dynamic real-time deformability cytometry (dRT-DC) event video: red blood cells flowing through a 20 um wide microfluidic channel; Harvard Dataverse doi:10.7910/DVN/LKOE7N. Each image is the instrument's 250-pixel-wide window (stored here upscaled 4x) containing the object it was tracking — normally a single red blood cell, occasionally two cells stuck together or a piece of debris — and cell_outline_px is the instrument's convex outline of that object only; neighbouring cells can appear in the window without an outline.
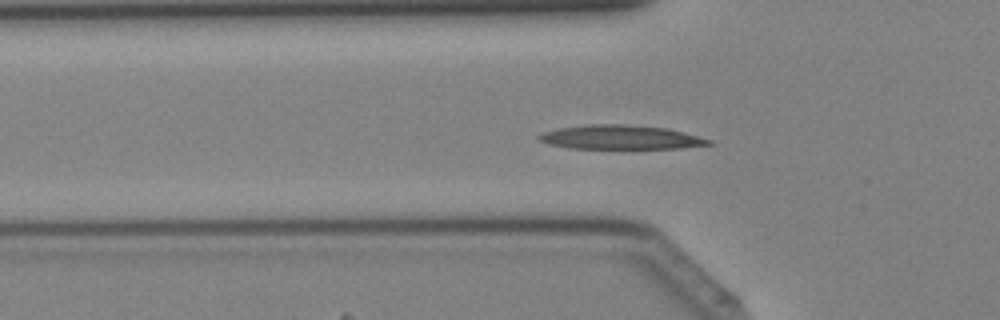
{"species": "Egyptian fruit bat (a non-hibernating species)", "species_latin": "Rousettus aegyptiacus", "temperature_condition": "cold", "stored_images_in_passage": 42, "camera_frame_rate_fps": 3000, "um_per_image_px": 0.085, "animal": {"sex": "female"}, "frame": {"image": 1, "passage_image": 14, "time_ms": 4.333, "image_size_px": [1000, 320], "cell_outline_px": [[712, 144], [680, 148], [568, 148], [548, 144], [536, 140], [536, 136], [540, 132], [556, 128], [588, 124], [624, 124], [668, 128], [684, 132], [712, 140]], "centroid_in_image_um": [52.66, 11.66], "position_along_channel_um": 73.1, "area_um2": 24.04}}
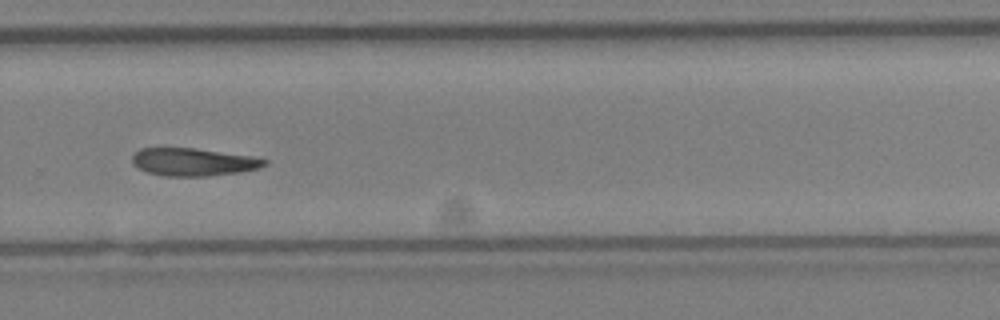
{"frame": {"image": 2, "passage_image": 29, "time_ms": 9.333, "image_size_px": [1000, 320], "cell_outline_px": [[268, 164], [256, 168], [240, 172], [204, 176], [164, 176], [148, 172], [132, 164], [132, 156], [140, 148], [196, 148], [252, 156], [268, 160]], "centroid_in_image_um": [16.43, 13.76], "position_along_channel_um": 313.4, "area_um2": 21.27}}
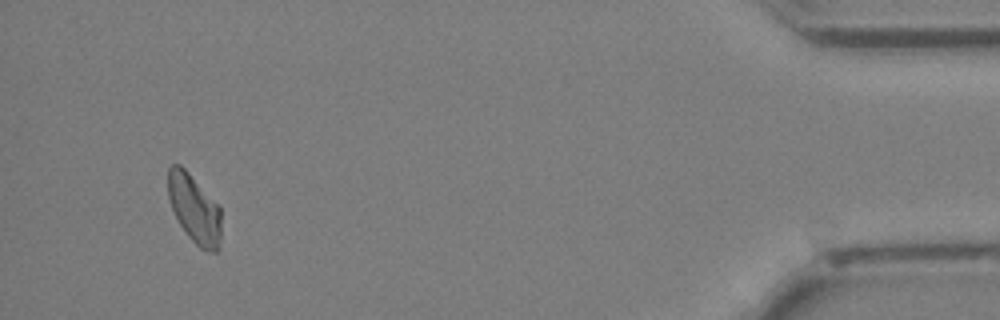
{"frame": {"image": 3, "passage_image": 40, "time_ms": 13.0, "image_size_px": [1000, 320], "cell_outline_px": [[220, 248], [216, 252], [212, 252], [200, 248], [188, 236], [180, 224], [172, 208], [168, 196], [168, 168], [172, 164], [180, 164], [188, 172], [220, 208]], "centroid_in_image_um": [16.51, 17.76], "position_along_channel_um": 418.7, "area_um2": 20.87}}